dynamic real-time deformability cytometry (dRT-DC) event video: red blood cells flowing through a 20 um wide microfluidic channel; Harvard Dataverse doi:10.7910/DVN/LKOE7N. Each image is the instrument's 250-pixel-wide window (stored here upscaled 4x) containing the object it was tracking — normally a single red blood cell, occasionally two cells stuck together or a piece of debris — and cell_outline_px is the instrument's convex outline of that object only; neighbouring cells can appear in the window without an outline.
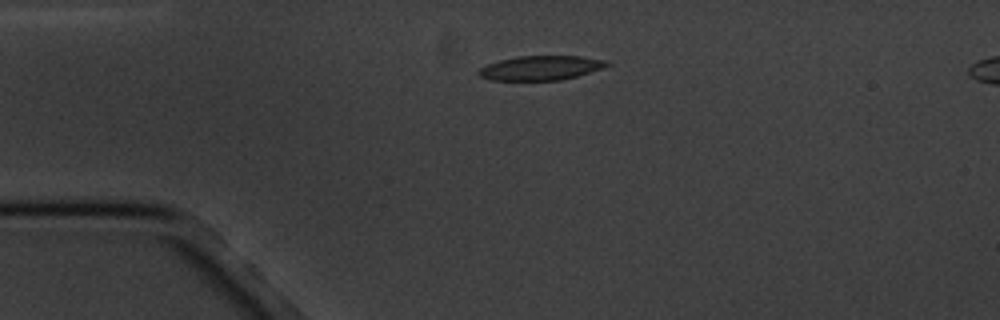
{"species": "common noctule bat (a hibernating species)", "species_latin": "Nyctalus noctula", "temperature_condition": "cold", "stored_images_in_passage": 5, "camera_frame_rate_fps": 3000, "um_per_image_px": 0.085, "animal": {"sex": "male", "body_mass_g": 20.1, "forearm_length_mm": 53.5}, "frame": {"image": 1, "passage_image": 4, "time_ms": 3.667, "image_size_px": [1000, 320], "cell_outline_px": [[612, 64], [576, 76], [560, 80], [492, 80], [480, 76], [476, 72], [480, 68], [488, 64], [500, 60], [516, 56], [580, 56], [604, 60]], "centroid_in_image_um": [45.92, 5.77], "position_along_channel_um": 39.1, "area_um2": 17.98}}